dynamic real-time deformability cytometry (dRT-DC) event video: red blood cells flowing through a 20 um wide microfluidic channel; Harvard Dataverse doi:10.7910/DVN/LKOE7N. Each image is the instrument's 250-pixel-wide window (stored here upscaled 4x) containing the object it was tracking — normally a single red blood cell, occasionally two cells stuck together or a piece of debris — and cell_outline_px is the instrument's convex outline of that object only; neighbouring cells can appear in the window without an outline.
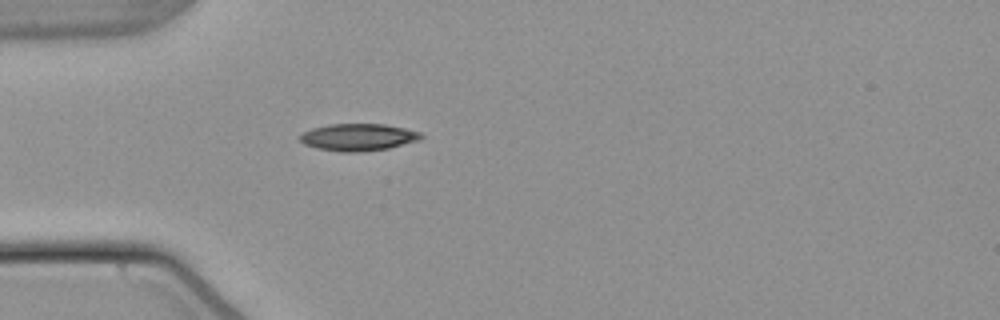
{"species": "common noctule bat (a hibernating species)", "species_latin": "Nyctalus noctula", "temperature_condition": "warm", "stored_images_in_passage": 53, "camera_frame_rate_fps": 3000, "um_per_image_px": 0.085, "animal": {"sex": "male", "body_mass_g": 21.5, "forearm_length_mm": 52.0}, "frame": {"image": 1, "passage_image": 15, "time_ms": 4.667, "image_size_px": [1000, 320], "cell_outline_px": [[424, 136], [420, 140], [388, 148], [352, 152], [340, 152], [316, 148], [304, 144], [296, 136], [312, 128], [328, 124], [384, 124], [404, 128], [420, 132]], "centroid_in_image_um": [30.42, 11.65], "position_along_channel_um": 54.6, "area_um2": 19.13}}
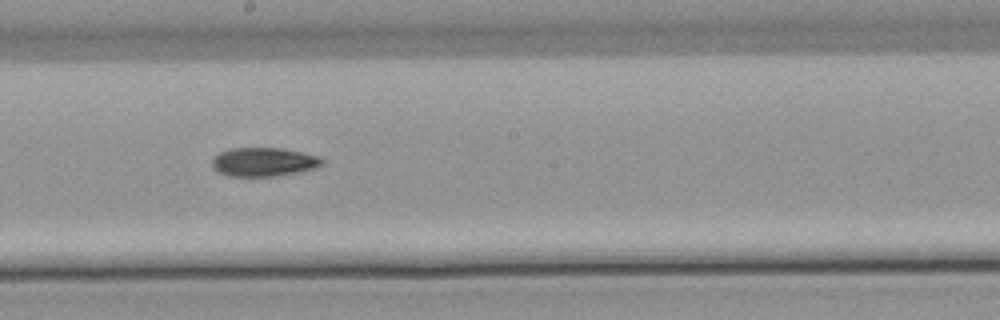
{"frame": {"image": 2, "passage_image": 29, "time_ms": 9.333, "image_size_px": [1000, 320], "cell_outline_px": [[324, 164], [316, 168], [296, 172], [272, 176], [232, 176], [220, 172], [212, 168], [212, 160], [220, 152], [232, 148], [280, 148], [320, 156], [324, 160]], "centroid_in_image_um": [22.44, 13.76], "position_along_channel_um": 225.8, "area_um2": 18.26}}
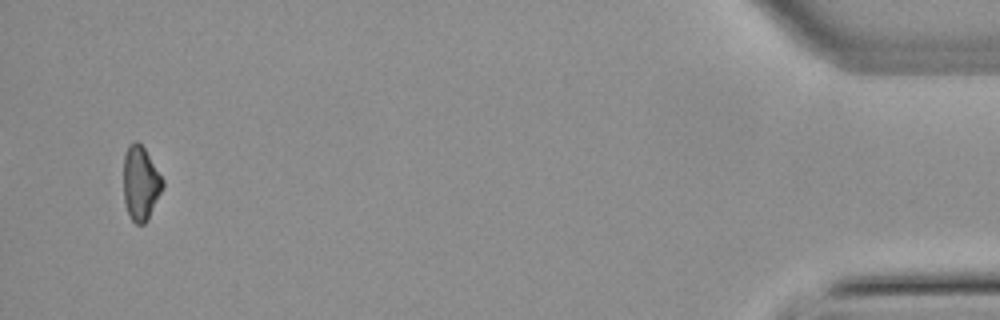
{"frame": {"image": 3, "passage_image": 51, "time_ms": 16.667, "image_size_px": [1000, 320], "cell_outline_px": [[164, 188], [148, 220], [144, 224], [136, 224], [128, 216], [124, 204], [124, 156], [128, 144], [132, 140], [136, 140], [144, 148], [164, 180]], "centroid_in_image_um": [11.95, 15.6], "position_along_channel_um": 423.2, "area_um2": 17.22}, "authors_computed_cell_mechanics": {"area_um2": 18.0336, "velocity_mm_per_s": 3.8309, "shape_relaxation_time_tau1_ms": 5.4071, "shape_relaxation_time_tau2_ms": null, "deformation_change_tau1": 0.1478, "deformation_change_tau2": null}}